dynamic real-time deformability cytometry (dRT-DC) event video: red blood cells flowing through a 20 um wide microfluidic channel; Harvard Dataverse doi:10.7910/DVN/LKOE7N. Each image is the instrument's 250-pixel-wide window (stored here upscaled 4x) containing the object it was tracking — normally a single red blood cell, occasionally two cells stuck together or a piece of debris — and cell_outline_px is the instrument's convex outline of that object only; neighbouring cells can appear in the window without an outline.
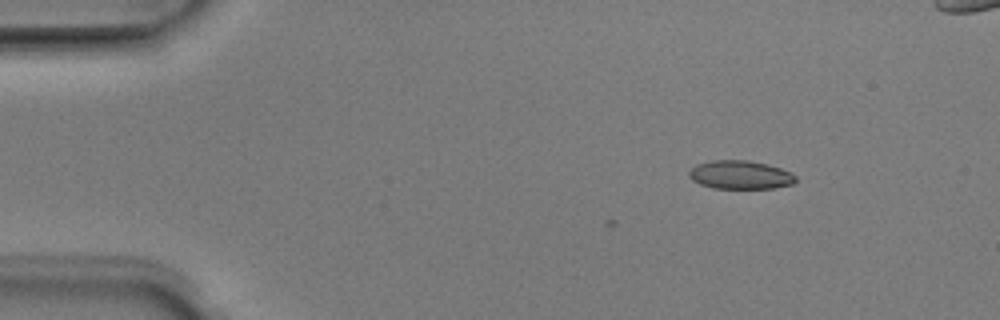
{"species": "Egyptian fruit bat (a non-hibernating species)", "species_latin": "Rousettus aegyptiacus", "temperature_condition": "room temperature", "stored_images_in_passage": 2, "camera_frame_rate_fps": 3000, "um_per_image_px": 0.085, "animal": {"sex": "male"}, "frame": {"image": 1, "passage_image": 2, "time_ms": 0.333, "image_size_px": [1000, 320], "cell_outline_px": [[796, 180], [792, 184], [776, 188], [712, 188], [700, 184], [692, 180], [688, 176], [688, 172], [696, 164], [712, 160], [748, 160], [768, 164], [792, 172], [796, 176]], "centroid_in_image_um": [62.92, 14.86], "position_along_channel_um": 22.1, "area_um2": 17.86}}